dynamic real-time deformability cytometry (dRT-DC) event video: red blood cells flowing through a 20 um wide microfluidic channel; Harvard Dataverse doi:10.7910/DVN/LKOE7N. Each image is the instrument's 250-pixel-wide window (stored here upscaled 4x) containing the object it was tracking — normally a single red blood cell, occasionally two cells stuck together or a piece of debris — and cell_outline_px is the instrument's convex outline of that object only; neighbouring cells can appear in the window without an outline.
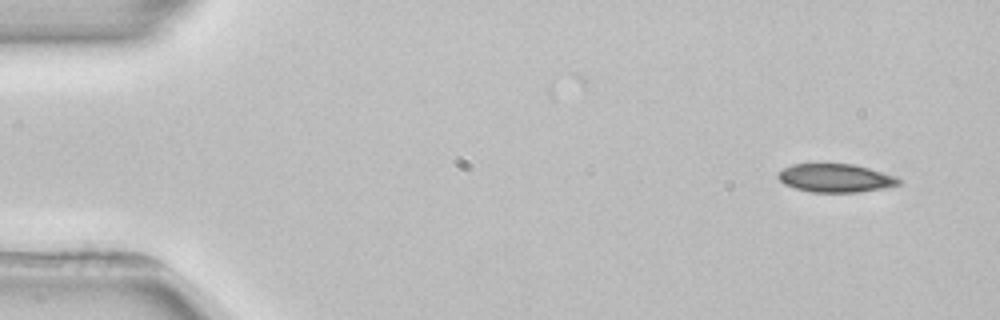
{"species": "common noctule bat (a hibernating species)", "species_latin": "Nyctalus noctula", "temperature_condition": "room temperature", "stored_images_in_passage": 3, "camera_frame_rate_fps": 3000, "um_per_image_px": 0.085, "animal": {"sex": "female", "body_mass_g": 22.7, "forearm_length_mm": 54.2}, "frame": {"image": 1, "passage_image": 3, "time_ms": 2.667, "image_size_px": [1000, 320], "cell_outline_px": [[904, 180], [900, 184], [884, 188], [856, 192], [812, 192], [796, 188], [784, 184], [776, 176], [776, 172], [792, 164], [856, 164], [896, 176]], "centroid_in_image_um": [71.03, 15.13], "position_along_channel_um": 14.0, "area_um2": 20.06}}